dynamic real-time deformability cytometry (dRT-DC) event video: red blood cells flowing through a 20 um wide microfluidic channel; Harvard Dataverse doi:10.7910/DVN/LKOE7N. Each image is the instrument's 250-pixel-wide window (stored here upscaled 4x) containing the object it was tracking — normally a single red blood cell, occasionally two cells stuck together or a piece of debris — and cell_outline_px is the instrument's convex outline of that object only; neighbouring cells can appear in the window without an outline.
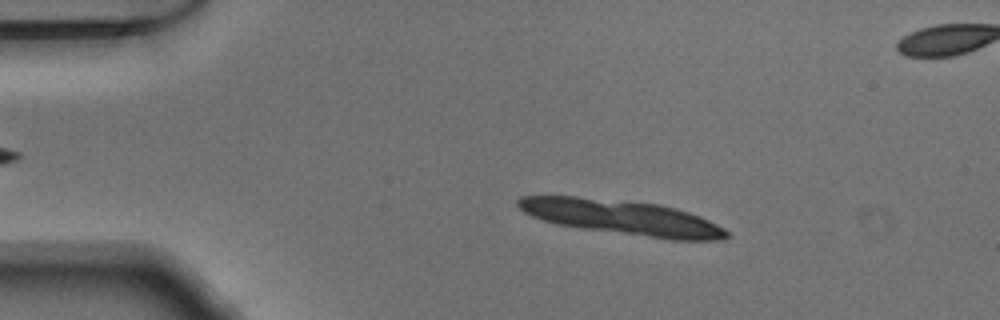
{"species": "Egyptian fruit bat (a non-hibernating species)", "species_latin": "Rousettus aegyptiacus", "temperature_condition": "warm", "stored_images_in_passage": 13, "camera_frame_rate_fps": 3000, "um_per_image_px": 0.085, "animal": {"sex": "male"}, "frame": {"image": 1, "passage_image": 8, "time_ms": 2.333, "image_size_px": [1000, 320], "cell_outline_px": [[728, 236], [724, 240], [672, 240], [580, 228], [556, 224], [532, 216], [524, 212], [516, 204], [516, 200], [520, 196], [576, 196], [660, 204], [676, 208], [700, 216], [724, 228], [728, 232]], "centroid_in_image_um": [52.88, 18.48], "position_along_channel_um": 32.1, "area_um2": 42.19}}